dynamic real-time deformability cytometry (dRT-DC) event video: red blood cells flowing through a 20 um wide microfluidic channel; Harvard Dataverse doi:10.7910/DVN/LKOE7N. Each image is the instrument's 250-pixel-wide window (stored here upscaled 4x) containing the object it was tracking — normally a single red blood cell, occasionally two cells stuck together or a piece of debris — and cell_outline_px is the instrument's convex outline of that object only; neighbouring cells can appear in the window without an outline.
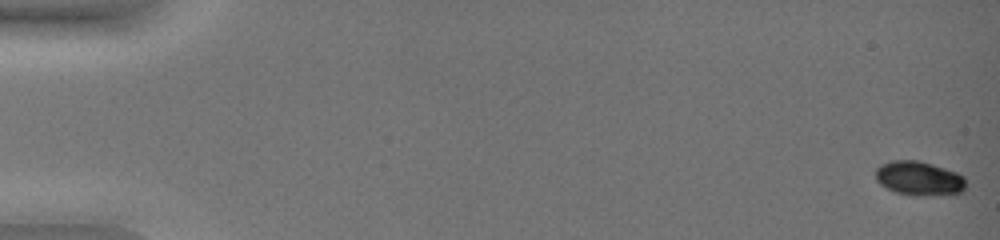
{"species": "common noctule bat (a hibernating species)", "species_latin": "Nyctalus noctula", "temperature_condition": "warm", "stored_images_in_passage": 53, "camera_frame_rate_fps": 3000, "um_per_image_px": 0.085, "animal": {"sex": "female", "body_mass_g": 19.0, "forearm_length_mm": 51.5}, "frame": {"image": 1, "passage_image": 1, "time_ms": 0.0, "image_size_px": [1000, 240], "cell_outline_px": [[964, 188], [960, 192], [952, 196], [916, 196], [896, 192], [880, 184], [876, 180], [876, 168], [880, 164], [892, 160], [920, 160], [956, 172], [964, 176]], "centroid_in_image_um": [78.13, 15.18], "position_along_channel_um": 6.9, "area_um2": 18.26}}
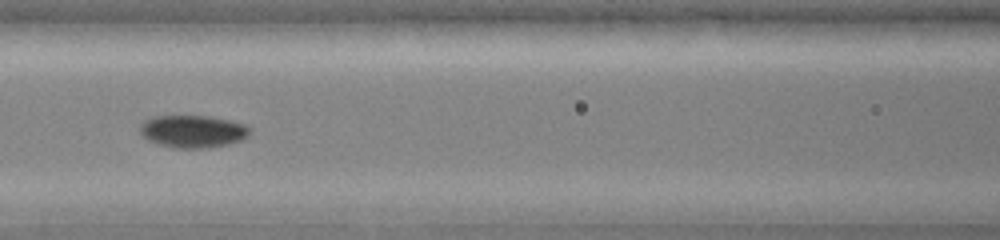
{"frame": {"image": 2, "passage_image": 27, "time_ms": 8.667, "image_size_px": [1000, 240], "cell_outline_px": [[252, 128], [248, 136], [240, 140], [228, 144], [204, 148], [172, 148], [148, 140], [140, 132], [140, 124], [144, 120], [152, 116], [212, 116], [244, 124]], "centroid_in_image_um": [16.39, 11.16], "position_along_channel_um": 150.2, "area_um2": 20.81}}
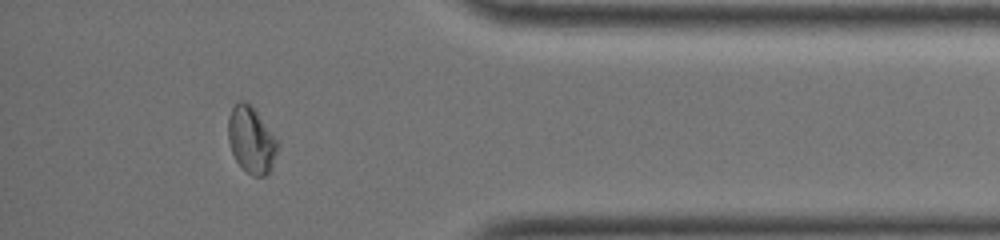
{"frame": {"image": 3, "passage_image": 49, "time_ms": 16.0, "image_size_px": [1000, 240], "cell_outline_px": [[280, 144], [272, 168], [264, 176], [252, 176], [236, 160], [232, 152], [228, 140], [228, 116], [232, 108], [240, 100], [244, 100], [256, 112], [280, 140]], "centroid_in_image_um": [21.39, 11.9], "position_along_channel_um": 413.8, "area_um2": 19.19}, "authors_computed_cell_mechanics": {"area_um2": 19.1896, "velocity_mm_per_s": 3.7584, "shape_relaxation_time_tau1_ms": 6.5099, "shape_relaxation_time_tau2_ms": 1.2265, "deformation_change_tau1": 0.1849, "deformation_change_tau2": 0.0279}}